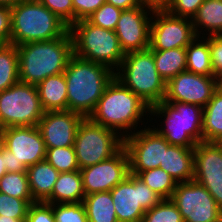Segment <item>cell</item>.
<instances>
[{
	"mask_svg": "<svg viewBox=\"0 0 222 222\" xmlns=\"http://www.w3.org/2000/svg\"><path fill=\"white\" fill-rule=\"evenodd\" d=\"M17 50L19 81L36 86L49 76L64 73L74 55L70 31L55 40L18 45Z\"/></svg>",
	"mask_w": 222,
	"mask_h": 222,
	"instance_id": "obj_1",
	"label": "cell"
},
{
	"mask_svg": "<svg viewBox=\"0 0 222 222\" xmlns=\"http://www.w3.org/2000/svg\"><path fill=\"white\" fill-rule=\"evenodd\" d=\"M64 76L67 85V110L87 118L115 77V71L103 64L73 55L67 64Z\"/></svg>",
	"mask_w": 222,
	"mask_h": 222,
	"instance_id": "obj_2",
	"label": "cell"
},
{
	"mask_svg": "<svg viewBox=\"0 0 222 222\" xmlns=\"http://www.w3.org/2000/svg\"><path fill=\"white\" fill-rule=\"evenodd\" d=\"M147 112L150 113V106L114 77L88 118L125 138L134 133L132 130Z\"/></svg>",
	"mask_w": 222,
	"mask_h": 222,
	"instance_id": "obj_3",
	"label": "cell"
},
{
	"mask_svg": "<svg viewBox=\"0 0 222 222\" xmlns=\"http://www.w3.org/2000/svg\"><path fill=\"white\" fill-rule=\"evenodd\" d=\"M10 8V44L55 40L69 31V26L39 0H24Z\"/></svg>",
	"mask_w": 222,
	"mask_h": 222,
	"instance_id": "obj_4",
	"label": "cell"
},
{
	"mask_svg": "<svg viewBox=\"0 0 222 222\" xmlns=\"http://www.w3.org/2000/svg\"><path fill=\"white\" fill-rule=\"evenodd\" d=\"M115 78L150 107L164 101L166 82L158 74L150 48L125 54Z\"/></svg>",
	"mask_w": 222,
	"mask_h": 222,
	"instance_id": "obj_5",
	"label": "cell"
},
{
	"mask_svg": "<svg viewBox=\"0 0 222 222\" xmlns=\"http://www.w3.org/2000/svg\"><path fill=\"white\" fill-rule=\"evenodd\" d=\"M152 116L166 118L163 127H153L171 145L195 148L202 141L203 108L183 102H165L150 107ZM167 128V129H166Z\"/></svg>",
	"mask_w": 222,
	"mask_h": 222,
	"instance_id": "obj_6",
	"label": "cell"
},
{
	"mask_svg": "<svg viewBox=\"0 0 222 222\" xmlns=\"http://www.w3.org/2000/svg\"><path fill=\"white\" fill-rule=\"evenodd\" d=\"M69 31L75 56L103 64L113 71L119 68L125 54L115 31L95 26L87 19L73 23Z\"/></svg>",
	"mask_w": 222,
	"mask_h": 222,
	"instance_id": "obj_7",
	"label": "cell"
},
{
	"mask_svg": "<svg viewBox=\"0 0 222 222\" xmlns=\"http://www.w3.org/2000/svg\"><path fill=\"white\" fill-rule=\"evenodd\" d=\"M73 147L78 166L83 169L114 156L123 147V137L87 117L80 122Z\"/></svg>",
	"mask_w": 222,
	"mask_h": 222,
	"instance_id": "obj_8",
	"label": "cell"
},
{
	"mask_svg": "<svg viewBox=\"0 0 222 222\" xmlns=\"http://www.w3.org/2000/svg\"><path fill=\"white\" fill-rule=\"evenodd\" d=\"M43 114L36 85L19 81L0 92V129L37 126Z\"/></svg>",
	"mask_w": 222,
	"mask_h": 222,
	"instance_id": "obj_9",
	"label": "cell"
},
{
	"mask_svg": "<svg viewBox=\"0 0 222 222\" xmlns=\"http://www.w3.org/2000/svg\"><path fill=\"white\" fill-rule=\"evenodd\" d=\"M110 192L118 222H142L145 212L163 199L131 173Z\"/></svg>",
	"mask_w": 222,
	"mask_h": 222,
	"instance_id": "obj_10",
	"label": "cell"
},
{
	"mask_svg": "<svg viewBox=\"0 0 222 222\" xmlns=\"http://www.w3.org/2000/svg\"><path fill=\"white\" fill-rule=\"evenodd\" d=\"M171 200L184 222H218L222 218V209L212 195L194 180L178 183Z\"/></svg>",
	"mask_w": 222,
	"mask_h": 222,
	"instance_id": "obj_11",
	"label": "cell"
},
{
	"mask_svg": "<svg viewBox=\"0 0 222 222\" xmlns=\"http://www.w3.org/2000/svg\"><path fill=\"white\" fill-rule=\"evenodd\" d=\"M145 128L123 138L133 175L163 165L164 150L170 145L154 128Z\"/></svg>",
	"mask_w": 222,
	"mask_h": 222,
	"instance_id": "obj_12",
	"label": "cell"
},
{
	"mask_svg": "<svg viewBox=\"0 0 222 222\" xmlns=\"http://www.w3.org/2000/svg\"><path fill=\"white\" fill-rule=\"evenodd\" d=\"M151 14L150 49L186 48L196 38L192 19L173 16L164 8L154 9Z\"/></svg>",
	"mask_w": 222,
	"mask_h": 222,
	"instance_id": "obj_13",
	"label": "cell"
},
{
	"mask_svg": "<svg viewBox=\"0 0 222 222\" xmlns=\"http://www.w3.org/2000/svg\"><path fill=\"white\" fill-rule=\"evenodd\" d=\"M222 82L214 76L180 72L166 83L165 102H183L204 108Z\"/></svg>",
	"mask_w": 222,
	"mask_h": 222,
	"instance_id": "obj_14",
	"label": "cell"
},
{
	"mask_svg": "<svg viewBox=\"0 0 222 222\" xmlns=\"http://www.w3.org/2000/svg\"><path fill=\"white\" fill-rule=\"evenodd\" d=\"M194 181L203 185L222 209V146L201 141L194 148Z\"/></svg>",
	"mask_w": 222,
	"mask_h": 222,
	"instance_id": "obj_15",
	"label": "cell"
},
{
	"mask_svg": "<svg viewBox=\"0 0 222 222\" xmlns=\"http://www.w3.org/2000/svg\"><path fill=\"white\" fill-rule=\"evenodd\" d=\"M85 195L111 191L130 174L129 158L122 147L111 158L80 169Z\"/></svg>",
	"mask_w": 222,
	"mask_h": 222,
	"instance_id": "obj_16",
	"label": "cell"
},
{
	"mask_svg": "<svg viewBox=\"0 0 222 222\" xmlns=\"http://www.w3.org/2000/svg\"><path fill=\"white\" fill-rule=\"evenodd\" d=\"M154 9L149 5L142 4L133 9L122 10L114 31L124 54L149 48L152 20V16L149 14Z\"/></svg>",
	"mask_w": 222,
	"mask_h": 222,
	"instance_id": "obj_17",
	"label": "cell"
},
{
	"mask_svg": "<svg viewBox=\"0 0 222 222\" xmlns=\"http://www.w3.org/2000/svg\"><path fill=\"white\" fill-rule=\"evenodd\" d=\"M5 148L26 168L45 160L46 146L37 126H14L2 129Z\"/></svg>",
	"mask_w": 222,
	"mask_h": 222,
	"instance_id": "obj_18",
	"label": "cell"
},
{
	"mask_svg": "<svg viewBox=\"0 0 222 222\" xmlns=\"http://www.w3.org/2000/svg\"><path fill=\"white\" fill-rule=\"evenodd\" d=\"M84 118L70 110L44 112L37 127L46 148L73 147L78 127Z\"/></svg>",
	"mask_w": 222,
	"mask_h": 222,
	"instance_id": "obj_19",
	"label": "cell"
},
{
	"mask_svg": "<svg viewBox=\"0 0 222 222\" xmlns=\"http://www.w3.org/2000/svg\"><path fill=\"white\" fill-rule=\"evenodd\" d=\"M177 183L192 181L194 178V148L169 145L164 150L163 165H159Z\"/></svg>",
	"mask_w": 222,
	"mask_h": 222,
	"instance_id": "obj_20",
	"label": "cell"
},
{
	"mask_svg": "<svg viewBox=\"0 0 222 222\" xmlns=\"http://www.w3.org/2000/svg\"><path fill=\"white\" fill-rule=\"evenodd\" d=\"M26 172L33 200L35 202H45L51 196L60 172L46 160L27 167Z\"/></svg>",
	"mask_w": 222,
	"mask_h": 222,
	"instance_id": "obj_21",
	"label": "cell"
},
{
	"mask_svg": "<svg viewBox=\"0 0 222 222\" xmlns=\"http://www.w3.org/2000/svg\"><path fill=\"white\" fill-rule=\"evenodd\" d=\"M85 192L80 170L59 173L51 196L45 201L49 204L83 202Z\"/></svg>",
	"mask_w": 222,
	"mask_h": 222,
	"instance_id": "obj_22",
	"label": "cell"
},
{
	"mask_svg": "<svg viewBox=\"0 0 222 222\" xmlns=\"http://www.w3.org/2000/svg\"><path fill=\"white\" fill-rule=\"evenodd\" d=\"M44 112L67 110V85L64 73L47 77L37 85Z\"/></svg>",
	"mask_w": 222,
	"mask_h": 222,
	"instance_id": "obj_23",
	"label": "cell"
},
{
	"mask_svg": "<svg viewBox=\"0 0 222 222\" xmlns=\"http://www.w3.org/2000/svg\"><path fill=\"white\" fill-rule=\"evenodd\" d=\"M222 137V84L203 108L202 141L217 142Z\"/></svg>",
	"mask_w": 222,
	"mask_h": 222,
	"instance_id": "obj_24",
	"label": "cell"
},
{
	"mask_svg": "<svg viewBox=\"0 0 222 222\" xmlns=\"http://www.w3.org/2000/svg\"><path fill=\"white\" fill-rule=\"evenodd\" d=\"M192 23L197 37L201 36L200 28L208 30V36L222 35V0H205Z\"/></svg>",
	"mask_w": 222,
	"mask_h": 222,
	"instance_id": "obj_25",
	"label": "cell"
},
{
	"mask_svg": "<svg viewBox=\"0 0 222 222\" xmlns=\"http://www.w3.org/2000/svg\"><path fill=\"white\" fill-rule=\"evenodd\" d=\"M82 203L89 222H118L110 191L85 195Z\"/></svg>",
	"mask_w": 222,
	"mask_h": 222,
	"instance_id": "obj_26",
	"label": "cell"
},
{
	"mask_svg": "<svg viewBox=\"0 0 222 222\" xmlns=\"http://www.w3.org/2000/svg\"><path fill=\"white\" fill-rule=\"evenodd\" d=\"M197 37L186 47V70L196 74L213 76L209 49V36ZM202 38L203 40H200Z\"/></svg>",
	"mask_w": 222,
	"mask_h": 222,
	"instance_id": "obj_27",
	"label": "cell"
},
{
	"mask_svg": "<svg viewBox=\"0 0 222 222\" xmlns=\"http://www.w3.org/2000/svg\"><path fill=\"white\" fill-rule=\"evenodd\" d=\"M158 74L167 83L180 72L186 71V48L152 50Z\"/></svg>",
	"mask_w": 222,
	"mask_h": 222,
	"instance_id": "obj_28",
	"label": "cell"
},
{
	"mask_svg": "<svg viewBox=\"0 0 222 222\" xmlns=\"http://www.w3.org/2000/svg\"><path fill=\"white\" fill-rule=\"evenodd\" d=\"M19 82L18 50L13 44L0 49V92Z\"/></svg>",
	"mask_w": 222,
	"mask_h": 222,
	"instance_id": "obj_29",
	"label": "cell"
},
{
	"mask_svg": "<svg viewBox=\"0 0 222 222\" xmlns=\"http://www.w3.org/2000/svg\"><path fill=\"white\" fill-rule=\"evenodd\" d=\"M137 176L163 199H171L178 184L160 167L139 172Z\"/></svg>",
	"mask_w": 222,
	"mask_h": 222,
	"instance_id": "obj_30",
	"label": "cell"
},
{
	"mask_svg": "<svg viewBox=\"0 0 222 222\" xmlns=\"http://www.w3.org/2000/svg\"><path fill=\"white\" fill-rule=\"evenodd\" d=\"M0 192L20 199H33L27 172H6L0 178Z\"/></svg>",
	"mask_w": 222,
	"mask_h": 222,
	"instance_id": "obj_31",
	"label": "cell"
},
{
	"mask_svg": "<svg viewBox=\"0 0 222 222\" xmlns=\"http://www.w3.org/2000/svg\"><path fill=\"white\" fill-rule=\"evenodd\" d=\"M45 160L60 173L80 170L74 147L46 148Z\"/></svg>",
	"mask_w": 222,
	"mask_h": 222,
	"instance_id": "obj_32",
	"label": "cell"
},
{
	"mask_svg": "<svg viewBox=\"0 0 222 222\" xmlns=\"http://www.w3.org/2000/svg\"><path fill=\"white\" fill-rule=\"evenodd\" d=\"M142 222H184L176 204L171 199H162L145 212Z\"/></svg>",
	"mask_w": 222,
	"mask_h": 222,
	"instance_id": "obj_33",
	"label": "cell"
},
{
	"mask_svg": "<svg viewBox=\"0 0 222 222\" xmlns=\"http://www.w3.org/2000/svg\"><path fill=\"white\" fill-rule=\"evenodd\" d=\"M34 202L33 199L15 198L0 192V216L26 219L29 205Z\"/></svg>",
	"mask_w": 222,
	"mask_h": 222,
	"instance_id": "obj_34",
	"label": "cell"
},
{
	"mask_svg": "<svg viewBox=\"0 0 222 222\" xmlns=\"http://www.w3.org/2000/svg\"><path fill=\"white\" fill-rule=\"evenodd\" d=\"M53 213L55 222H89L82 202L53 204Z\"/></svg>",
	"mask_w": 222,
	"mask_h": 222,
	"instance_id": "obj_35",
	"label": "cell"
},
{
	"mask_svg": "<svg viewBox=\"0 0 222 222\" xmlns=\"http://www.w3.org/2000/svg\"><path fill=\"white\" fill-rule=\"evenodd\" d=\"M122 9L105 2L87 20L95 26L115 30Z\"/></svg>",
	"mask_w": 222,
	"mask_h": 222,
	"instance_id": "obj_36",
	"label": "cell"
},
{
	"mask_svg": "<svg viewBox=\"0 0 222 222\" xmlns=\"http://www.w3.org/2000/svg\"><path fill=\"white\" fill-rule=\"evenodd\" d=\"M205 0H170L164 9L176 17L192 19Z\"/></svg>",
	"mask_w": 222,
	"mask_h": 222,
	"instance_id": "obj_37",
	"label": "cell"
},
{
	"mask_svg": "<svg viewBox=\"0 0 222 222\" xmlns=\"http://www.w3.org/2000/svg\"><path fill=\"white\" fill-rule=\"evenodd\" d=\"M52 13L56 14L69 27L74 23L72 0H39Z\"/></svg>",
	"mask_w": 222,
	"mask_h": 222,
	"instance_id": "obj_38",
	"label": "cell"
},
{
	"mask_svg": "<svg viewBox=\"0 0 222 222\" xmlns=\"http://www.w3.org/2000/svg\"><path fill=\"white\" fill-rule=\"evenodd\" d=\"M25 222H55L53 204L46 202L30 204Z\"/></svg>",
	"mask_w": 222,
	"mask_h": 222,
	"instance_id": "obj_39",
	"label": "cell"
},
{
	"mask_svg": "<svg viewBox=\"0 0 222 222\" xmlns=\"http://www.w3.org/2000/svg\"><path fill=\"white\" fill-rule=\"evenodd\" d=\"M209 49L213 76L222 82V35L209 36Z\"/></svg>",
	"mask_w": 222,
	"mask_h": 222,
	"instance_id": "obj_40",
	"label": "cell"
},
{
	"mask_svg": "<svg viewBox=\"0 0 222 222\" xmlns=\"http://www.w3.org/2000/svg\"><path fill=\"white\" fill-rule=\"evenodd\" d=\"M105 2L106 0H72L74 23L79 20L87 19Z\"/></svg>",
	"mask_w": 222,
	"mask_h": 222,
	"instance_id": "obj_41",
	"label": "cell"
},
{
	"mask_svg": "<svg viewBox=\"0 0 222 222\" xmlns=\"http://www.w3.org/2000/svg\"><path fill=\"white\" fill-rule=\"evenodd\" d=\"M11 38V8L0 5V39L5 44H10Z\"/></svg>",
	"mask_w": 222,
	"mask_h": 222,
	"instance_id": "obj_42",
	"label": "cell"
},
{
	"mask_svg": "<svg viewBox=\"0 0 222 222\" xmlns=\"http://www.w3.org/2000/svg\"><path fill=\"white\" fill-rule=\"evenodd\" d=\"M1 154L2 157L5 158L7 172H26L27 168L18 162L9 150L4 148Z\"/></svg>",
	"mask_w": 222,
	"mask_h": 222,
	"instance_id": "obj_43",
	"label": "cell"
},
{
	"mask_svg": "<svg viewBox=\"0 0 222 222\" xmlns=\"http://www.w3.org/2000/svg\"><path fill=\"white\" fill-rule=\"evenodd\" d=\"M106 2L122 10L133 9L143 4L141 0H106Z\"/></svg>",
	"mask_w": 222,
	"mask_h": 222,
	"instance_id": "obj_44",
	"label": "cell"
},
{
	"mask_svg": "<svg viewBox=\"0 0 222 222\" xmlns=\"http://www.w3.org/2000/svg\"><path fill=\"white\" fill-rule=\"evenodd\" d=\"M170 0H141L143 4L149 5L155 9H163Z\"/></svg>",
	"mask_w": 222,
	"mask_h": 222,
	"instance_id": "obj_45",
	"label": "cell"
},
{
	"mask_svg": "<svg viewBox=\"0 0 222 222\" xmlns=\"http://www.w3.org/2000/svg\"><path fill=\"white\" fill-rule=\"evenodd\" d=\"M24 0H0V5H6L9 7H12L14 5H17L18 3L22 2Z\"/></svg>",
	"mask_w": 222,
	"mask_h": 222,
	"instance_id": "obj_46",
	"label": "cell"
},
{
	"mask_svg": "<svg viewBox=\"0 0 222 222\" xmlns=\"http://www.w3.org/2000/svg\"><path fill=\"white\" fill-rule=\"evenodd\" d=\"M26 219H15L7 216H0V222H25Z\"/></svg>",
	"mask_w": 222,
	"mask_h": 222,
	"instance_id": "obj_47",
	"label": "cell"
},
{
	"mask_svg": "<svg viewBox=\"0 0 222 222\" xmlns=\"http://www.w3.org/2000/svg\"><path fill=\"white\" fill-rule=\"evenodd\" d=\"M6 165H5V158L2 157L0 153V178L6 173Z\"/></svg>",
	"mask_w": 222,
	"mask_h": 222,
	"instance_id": "obj_48",
	"label": "cell"
},
{
	"mask_svg": "<svg viewBox=\"0 0 222 222\" xmlns=\"http://www.w3.org/2000/svg\"><path fill=\"white\" fill-rule=\"evenodd\" d=\"M5 148V140L2 129H0V153H2L3 149Z\"/></svg>",
	"mask_w": 222,
	"mask_h": 222,
	"instance_id": "obj_49",
	"label": "cell"
},
{
	"mask_svg": "<svg viewBox=\"0 0 222 222\" xmlns=\"http://www.w3.org/2000/svg\"><path fill=\"white\" fill-rule=\"evenodd\" d=\"M4 45H6V44L0 39V49H1Z\"/></svg>",
	"mask_w": 222,
	"mask_h": 222,
	"instance_id": "obj_50",
	"label": "cell"
},
{
	"mask_svg": "<svg viewBox=\"0 0 222 222\" xmlns=\"http://www.w3.org/2000/svg\"><path fill=\"white\" fill-rule=\"evenodd\" d=\"M217 143L222 146V137L217 141Z\"/></svg>",
	"mask_w": 222,
	"mask_h": 222,
	"instance_id": "obj_51",
	"label": "cell"
}]
</instances>
